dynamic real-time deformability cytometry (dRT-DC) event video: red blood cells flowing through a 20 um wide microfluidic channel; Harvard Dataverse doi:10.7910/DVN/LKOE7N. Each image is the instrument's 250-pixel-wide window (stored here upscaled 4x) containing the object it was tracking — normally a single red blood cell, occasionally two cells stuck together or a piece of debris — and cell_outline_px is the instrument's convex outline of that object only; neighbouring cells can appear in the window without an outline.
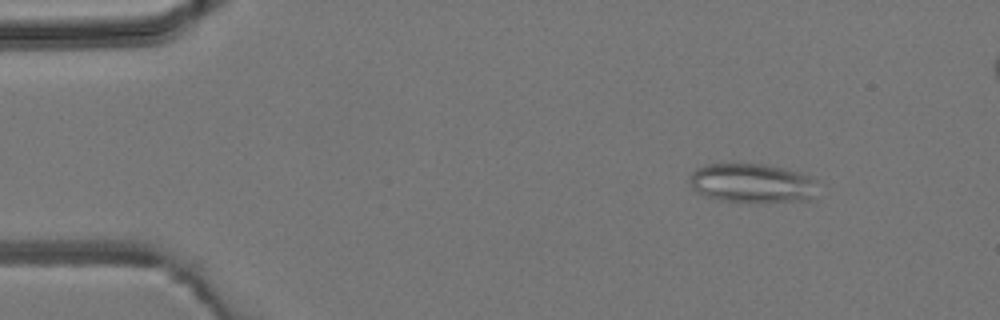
{"species": "common noctule bat (a hibernating species)", "species_latin": "Nyctalus noctula", "temperature_condition": "room temperature", "stored_images_in_passage": 5, "camera_frame_rate_fps": 3000, "um_per_image_px": 0.085, "animal": {"sex": "male", "body_mass_g": 19.2, "forearm_length_mm": 51.8}, "frame": {"image": 1, "passage_image": 2, "time_ms": 1.0, "image_size_px": [1000, 320], "cell_outline_px": [[816, 184], [808, 200], [756, 204], [720, 200], [696, 192], [692, 188], [688, 180], [692, 172], [696, 168], [708, 164], [764, 164], [784, 168], [800, 172], [816, 180]], "centroid_in_image_um": [63.89, 15.59], "position_along_channel_um": 21.1, "area_um2": 29.59}}